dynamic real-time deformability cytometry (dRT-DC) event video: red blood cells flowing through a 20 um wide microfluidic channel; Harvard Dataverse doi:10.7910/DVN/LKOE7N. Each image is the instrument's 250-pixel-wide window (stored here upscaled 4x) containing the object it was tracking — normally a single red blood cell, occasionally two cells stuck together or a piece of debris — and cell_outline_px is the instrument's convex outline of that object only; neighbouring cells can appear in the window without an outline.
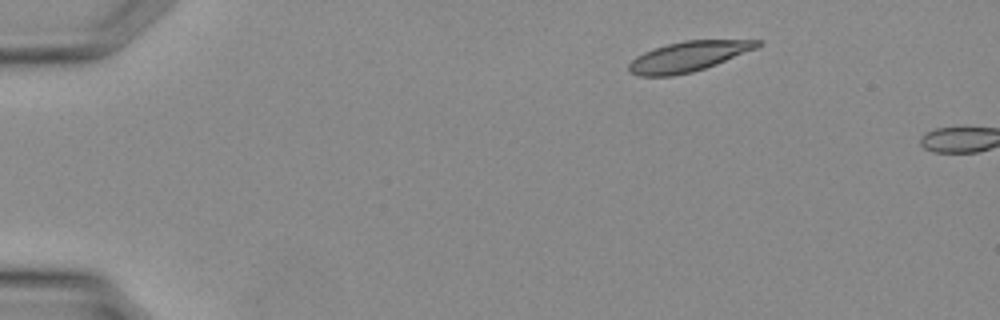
{"species": "Egyptian fruit bat (a non-hibernating species)", "species_latin": "Rousettus aegyptiacus", "temperature_condition": "warm", "stored_images_in_passage": 3, "camera_frame_rate_fps": 3000, "um_per_image_px": 0.085, "animal": {"sex": "female"}, "frame": {"image": 1, "passage_image": 1, "time_ms": 0.0, "image_size_px": [1000, 320], "cell_outline_px": [[764, 44], [756, 48], [716, 64], [692, 72], [672, 76], [640, 76], [628, 72], [628, 64], [636, 56], [644, 52], [668, 44], [684, 40], [764, 40]], "centroid_in_image_um": [58.5, 4.8], "position_along_channel_um": 26.5, "area_um2": 22.43}}